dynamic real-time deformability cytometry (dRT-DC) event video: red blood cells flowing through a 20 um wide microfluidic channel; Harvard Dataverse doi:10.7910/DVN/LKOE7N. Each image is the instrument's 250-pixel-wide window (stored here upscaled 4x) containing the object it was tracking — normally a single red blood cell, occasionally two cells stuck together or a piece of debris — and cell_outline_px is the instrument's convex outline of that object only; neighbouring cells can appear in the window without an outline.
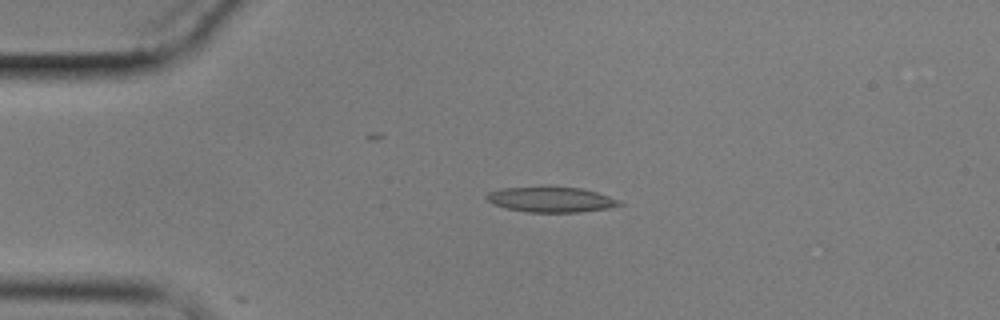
{"species": "common noctule bat (a hibernating species)", "species_latin": "Nyctalus noctula", "temperature_condition": "cold", "stored_images_in_passage": 5, "camera_frame_rate_fps": 3000, "um_per_image_px": 0.085, "animal": {"sex": "male", "body_mass_g": 17.9}, "frame": {"image": 1, "passage_image": 4, "time_ms": 3.667, "image_size_px": [1000, 320], "cell_outline_px": [[624, 204], [608, 208], [576, 212], [528, 212], [504, 208], [492, 204], [484, 196], [488, 192], [504, 188], [540, 184], [548, 184], [580, 188], [596, 192], [620, 200]], "centroid_in_image_um": [46.78, 16.91], "position_along_channel_um": 38.2, "area_um2": 20.35}}